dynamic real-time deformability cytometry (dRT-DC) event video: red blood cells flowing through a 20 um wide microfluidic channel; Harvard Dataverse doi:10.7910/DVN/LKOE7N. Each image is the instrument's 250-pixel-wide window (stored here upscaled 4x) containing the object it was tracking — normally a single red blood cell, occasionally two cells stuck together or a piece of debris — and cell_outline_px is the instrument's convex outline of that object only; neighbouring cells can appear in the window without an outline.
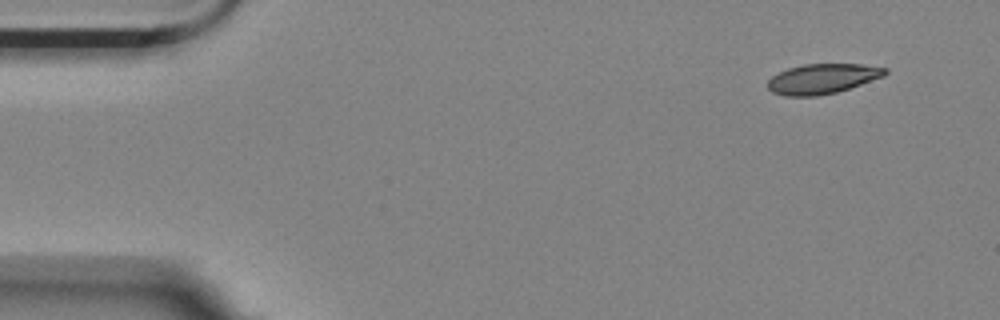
{"species": "Egyptian fruit bat (a non-hibernating species)", "species_latin": "Rousettus aegyptiacus", "temperature_condition": "room temperature", "stored_images_in_passage": 6, "camera_frame_rate_fps": 3000, "um_per_image_px": 0.085, "animal": {"sex": "female"}, "frame": {"image": 1, "passage_image": 1, "time_ms": 0.0, "image_size_px": [1000, 320], "cell_outline_px": [[888, 72], [884, 76], [836, 92], [816, 96], [784, 96], [772, 92], [768, 88], [768, 80], [772, 76], [788, 68], [804, 64], [860, 64], [888, 68]], "centroid_in_image_um": [69.89, 6.69], "position_along_channel_um": 15.1, "area_um2": 20.35}}
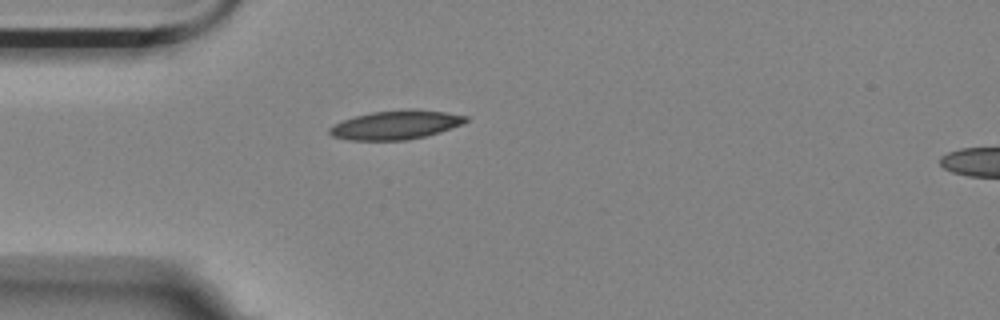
{"frame": {"image": 2, "passage_image": 4, "time_ms": 1.0, "image_size_px": [1000, 320], "cell_outline_px": [[468, 120], [464, 124], [440, 132], [408, 140], [348, 140], [332, 136], [328, 132], [328, 128], [332, 124], [356, 116], [372, 112], [408, 108], [416, 108], [444, 112], [468, 116]], "centroid_in_image_um": [33.65, 10.61], "position_along_channel_um": 51.3, "area_um2": 23.18}}
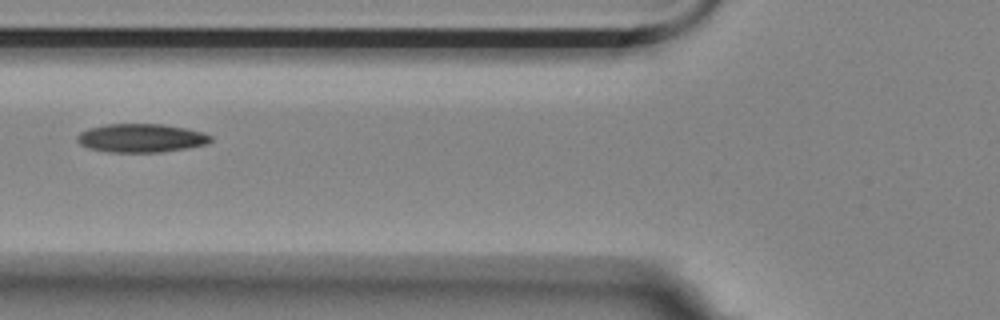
{"frame": {"image": 3, "passage_image": 6, "time_ms": 1.667, "image_size_px": [1000, 320], "cell_outline_px": [[212, 140], [208, 144], [160, 152], [108, 152], [88, 148], [80, 144], [76, 140], [76, 136], [80, 132], [88, 128], [104, 124], [164, 124], [188, 128], [204, 132], [212, 136]], "centroid_in_image_um": [11.99, 11.72], "position_along_channel_um": 113.8, "area_um2": 22.43}}